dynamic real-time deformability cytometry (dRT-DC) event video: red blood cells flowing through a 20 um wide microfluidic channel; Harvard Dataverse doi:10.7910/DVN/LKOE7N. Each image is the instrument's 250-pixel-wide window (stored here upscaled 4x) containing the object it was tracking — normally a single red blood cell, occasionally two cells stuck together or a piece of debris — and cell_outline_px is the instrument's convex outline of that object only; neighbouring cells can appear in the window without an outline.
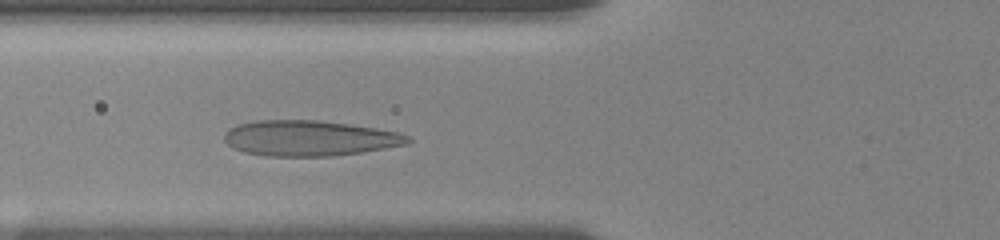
{"species": "human", "species_latin": "Homo sapiens", "temperature_condition": "room temperature", "stored_images_in_passage": 39, "camera_frame_rate_fps": 3000, "um_per_image_px": 0.085, "donor": {"sex": "female"}, "frame": {"image": 1, "passage_image": 12, "time_ms": 3.667, "image_size_px": [1000, 240], "cell_outline_px": [[412, 140], [408, 144], [360, 152], [332, 156], [264, 156], [244, 152], [232, 148], [224, 140], [224, 132], [228, 128], [236, 124], [256, 120], [316, 120], [348, 124], [376, 128], [400, 132], [408, 136]], "centroid_in_image_um": [26.26, 11.74], "position_along_channel_um": 99.5, "area_um2": 38.15}}
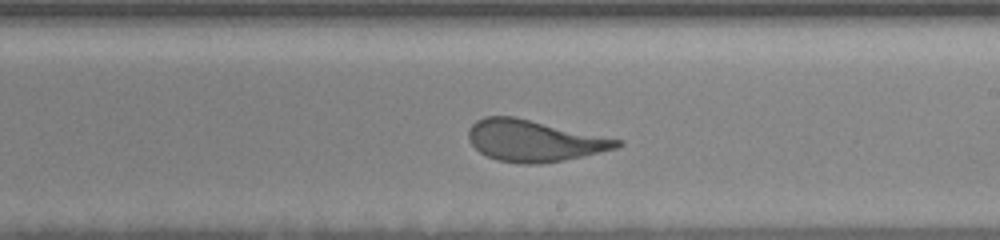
{"frame": {"image": 2, "passage_image": 24, "time_ms": 7.667, "image_size_px": [1000, 240], "cell_outline_px": [[624, 144], [616, 148], [564, 160], [540, 164], [520, 164], [496, 160], [480, 152], [472, 144], [468, 136], [468, 128], [476, 120], [484, 116], [516, 116], [624, 140]], "centroid_in_image_um": [45.4, 11.95], "position_along_channel_um": 243.6, "area_um2": 36.13}}
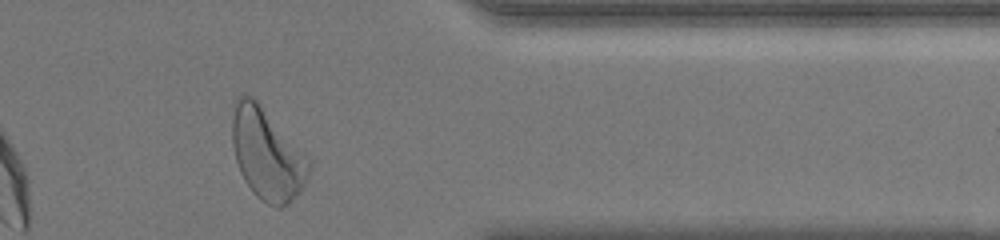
{"frame": {"image": 3, "passage_image": 37, "time_ms": 12.0, "image_size_px": [1000, 240], "cell_outline_px": [[312, 164], [308, 180], [288, 204], [280, 208], [276, 208], [260, 200], [252, 192], [244, 180], [240, 172], [236, 160], [232, 144], [232, 120], [236, 100], [244, 92], [252, 96], [256, 100], [312, 160]], "centroid_in_image_um": [22.72, 13.12], "position_along_channel_um": 388.7, "area_um2": 40.98}, "authors_computed_cell_mechanics": {"area_um2": 37.1654, "velocity_mm_per_s": 3.5931, "shape_relaxation_time_tau1_ms": 4.3248, "shape_relaxation_time_tau2_ms": 0.8407, "deformation_change_tau1": 0.1677, "deformation_change_tau2": 0.0696}}